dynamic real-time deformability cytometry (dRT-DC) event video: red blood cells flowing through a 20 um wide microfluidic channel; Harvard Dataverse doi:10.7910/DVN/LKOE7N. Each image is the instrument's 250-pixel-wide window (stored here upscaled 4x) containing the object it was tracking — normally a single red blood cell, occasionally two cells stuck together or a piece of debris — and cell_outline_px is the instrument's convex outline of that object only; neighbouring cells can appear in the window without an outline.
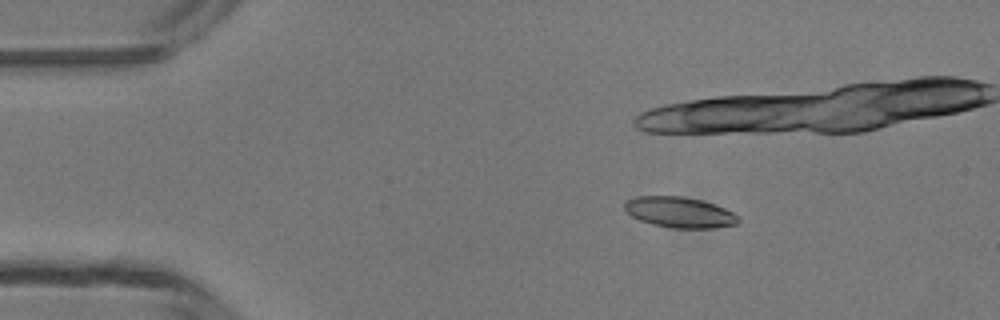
{"species": "common noctule bat (a hibernating species)", "species_latin": "Nyctalus noctula", "temperature_condition": "room temperature", "stored_images_in_passage": 4, "camera_frame_rate_fps": 3000, "um_per_image_px": 0.085, "animal": {"sex": "male", "body_mass_g": 13.3}, "frame": {"image": 1, "passage_image": 3, "time_ms": 2.333, "image_size_px": [1000, 320], "cell_outline_px": [[740, 220], [736, 224], [712, 228], [672, 228], [652, 224], [640, 220], [632, 216], [624, 208], [624, 204], [628, 200], [636, 196], [680, 196], [700, 200], [724, 208], [732, 212]], "centroid_in_image_um": [57.74, 18.05], "position_along_channel_um": 27.3, "area_um2": 20.06}}